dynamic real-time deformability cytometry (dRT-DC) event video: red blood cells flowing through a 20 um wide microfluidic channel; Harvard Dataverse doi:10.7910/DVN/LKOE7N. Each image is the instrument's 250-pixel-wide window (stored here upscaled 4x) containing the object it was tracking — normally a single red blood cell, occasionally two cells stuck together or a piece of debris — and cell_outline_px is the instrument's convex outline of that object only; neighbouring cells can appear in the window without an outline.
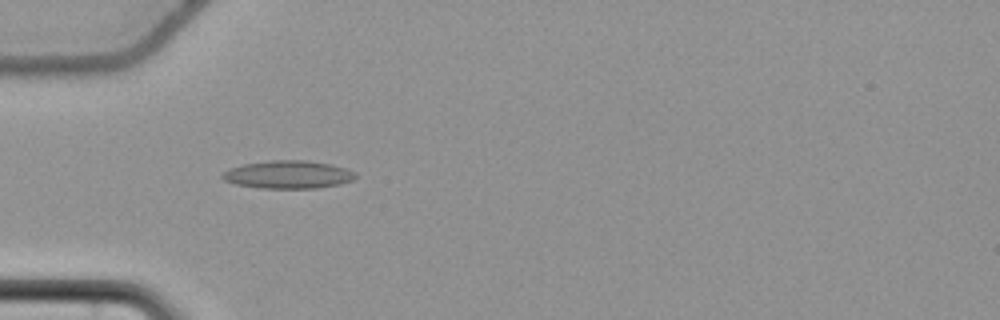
{"species": "common noctule bat (a hibernating species)", "species_latin": "Nyctalus noctula", "temperature_condition": "cold", "stored_images_in_passage": 57, "camera_frame_rate_fps": 3000, "um_per_image_px": 0.085, "animal": {"sex": "female", "body_mass_g": 22.7, "forearm_length_mm": 54.2}, "frame": {"image": 1, "passage_image": 19, "time_ms": 6.0, "image_size_px": [1000, 320], "cell_outline_px": [[356, 176], [352, 180], [340, 184], [316, 188], [260, 188], [236, 184], [224, 180], [220, 176], [228, 168], [244, 164], [272, 160], [304, 160], [328, 164], [344, 168], [356, 172]], "centroid_in_image_um": [24.47, 14.84], "position_along_channel_um": 60.5, "area_um2": 21.5}}
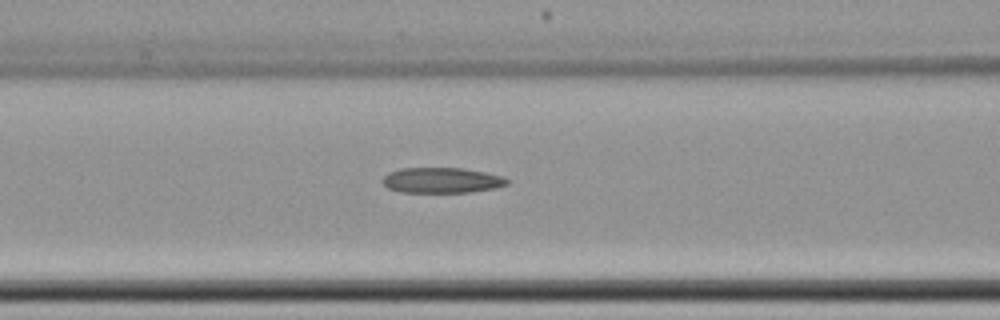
{"frame": {"image": 2, "passage_image": 25, "time_ms": 8.0, "image_size_px": [1000, 320], "cell_outline_px": [[508, 184], [496, 188], [468, 192], [400, 192], [388, 188], [380, 180], [388, 172], [400, 168], [460, 168], [484, 172], [504, 176], [508, 180]], "centroid_in_image_um": [37.52, 15.32], "position_along_channel_um": 129.1, "area_um2": 18.5}}
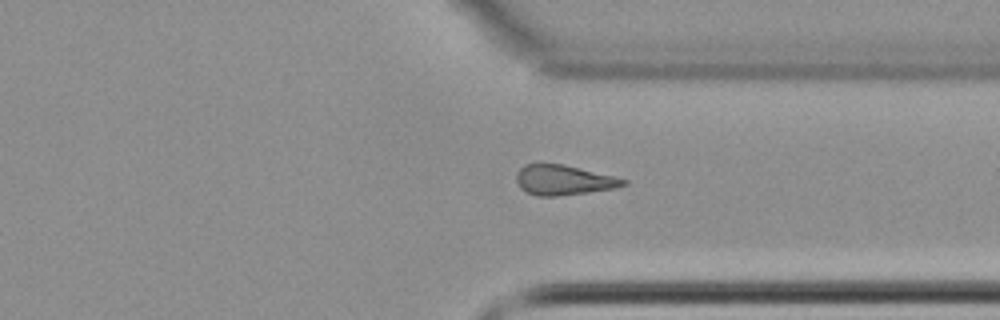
{"frame": {"image": 3, "passage_image": 44, "time_ms": 14.333, "image_size_px": [1000, 320], "cell_outline_px": [[628, 184], [616, 188], [588, 192], [556, 196], [536, 196], [520, 188], [516, 180], [516, 172], [524, 164], [564, 164], [616, 176], [628, 180]], "centroid_in_image_um": [47.93, 15.3], "position_along_channel_um": 363.5, "area_um2": 18.84}, "authors_computed_cell_mechanics": {"area_um2": 19.1896, "velocity_mm_per_s": 3.7021, "shape_relaxation_time_tau1_ms": null, "shape_relaxation_time_tau2_ms": 10.1368, "deformation_change_tau1": null, "deformation_change_tau2": 0.2318}}